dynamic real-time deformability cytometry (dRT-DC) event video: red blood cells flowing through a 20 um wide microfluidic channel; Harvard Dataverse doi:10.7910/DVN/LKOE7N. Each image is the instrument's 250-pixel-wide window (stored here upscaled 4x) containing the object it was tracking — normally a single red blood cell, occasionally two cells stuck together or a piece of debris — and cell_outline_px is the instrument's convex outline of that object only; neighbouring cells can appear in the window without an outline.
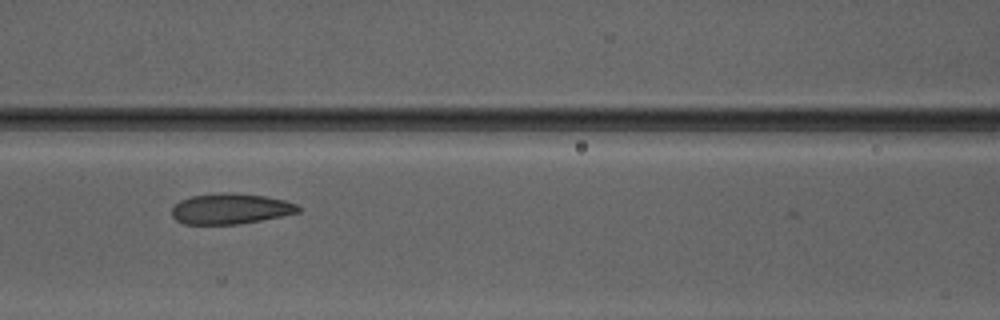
{"species": "Egyptian fruit bat (a non-hibernating species)", "species_latin": "Rousettus aegyptiacus", "temperature_condition": "warm", "stored_images_in_passage": 9, "camera_frame_rate_fps": 3000, "um_per_image_px": 0.085, "animal": {"sex": "male"}, "frame": {"image": 1, "passage_image": 6, "time_ms": 7.333, "image_size_px": [1000, 320], "cell_outline_px": [[300, 212], [240, 224], [184, 224], [176, 220], [172, 216], [172, 208], [180, 200], [192, 196], [220, 192], [228, 192], [268, 196], [284, 200], [296, 204], [300, 208]], "centroid_in_image_um": [19.58, 17.74], "position_along_channel_um": 147.0, "area_um2": 22.54}}
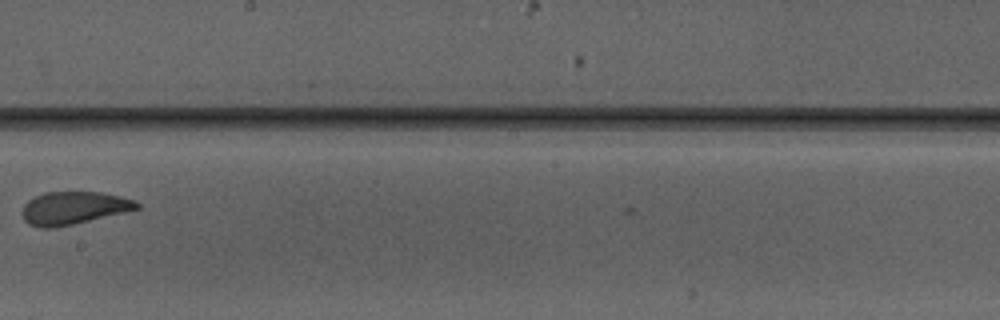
{"frame": {"image": 2, "passage_image": 8, "time_ms": 9.667, "image_size_px": [1000, 320], "cell_outline_px": [[140, 208], [124, 212], [72, 224], [52, 228], [40, 228], [28, 224], [24, 220], [24, 204], [28, 200], [44, 192], [100, 192], [120, 196], [132, 200], [140, 204]], "centroid_in_image_um": [6.24, 17.67], "position_along_channel_um": 242.0, "area_um2": 21.56}}
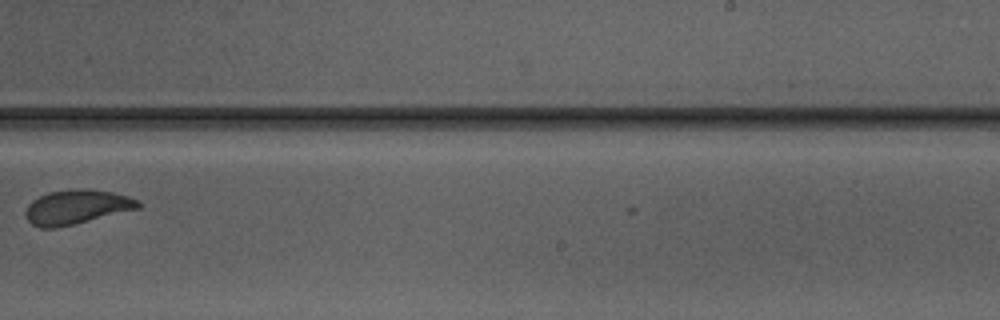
{"frame": {"image": 3, "passage_image": 9, "time_ms": 10.667, "image_size_px": [1000, 320], "cell_outline_px": [[140, 208], [56, 228], [40, 228], [32, 224], [28, 220], [24, 212], [28, 204], [32, 200], [48, 192], [76, 188], [84, 188], [112, 192], [128, 196], [136, 200], [140, 204]], "centroid_in_image_um": [6.47, 17.59], "position_along_channel_um": 282.5, "area_um2": 22.43}}